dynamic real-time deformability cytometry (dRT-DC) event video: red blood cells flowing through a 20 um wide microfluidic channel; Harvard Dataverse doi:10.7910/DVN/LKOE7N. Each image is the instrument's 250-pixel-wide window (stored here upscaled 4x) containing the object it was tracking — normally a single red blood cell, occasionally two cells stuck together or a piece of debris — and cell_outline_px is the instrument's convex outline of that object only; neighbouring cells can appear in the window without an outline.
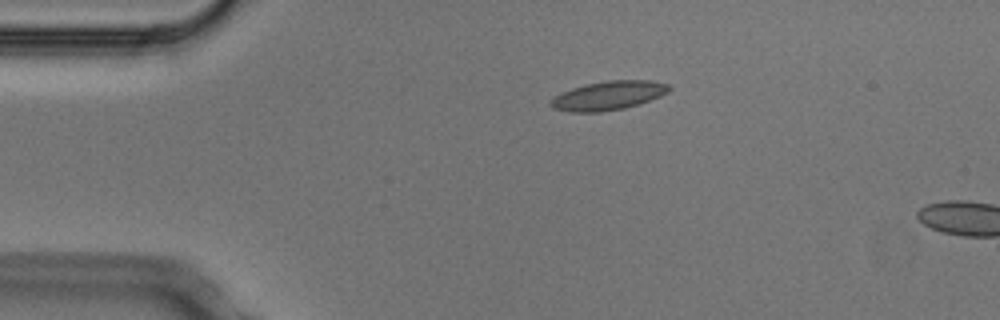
{"species": "Egyptian fruit bat (a non-hibernating species)", "species_latin": "Rousettus aegyptiacus", "temperature_condition": "cold", "stored_images_in_passage": 5, "camera_frame_rate_fps": 3000, "um_per_image_px": 0.085, "animal": {"sex": "male"}, "frame": {"image": 1, "passage_image": 3, "time_ms": 0.667, "image_size_px": [1000, 320], "cell_outline_px": [[672, 88], [668, 92], [660, 96], [624, 108], [600, 112], [568, 112], [552, 108], [548, 104], [556, 96], [572, 88], [588, 84], [608, 80], [648, 80], [668, 84]], "centroid_in_image_um": [51.7, 8.12], "position_along_channel_um": 33.3, "area_um2": 19.65}}